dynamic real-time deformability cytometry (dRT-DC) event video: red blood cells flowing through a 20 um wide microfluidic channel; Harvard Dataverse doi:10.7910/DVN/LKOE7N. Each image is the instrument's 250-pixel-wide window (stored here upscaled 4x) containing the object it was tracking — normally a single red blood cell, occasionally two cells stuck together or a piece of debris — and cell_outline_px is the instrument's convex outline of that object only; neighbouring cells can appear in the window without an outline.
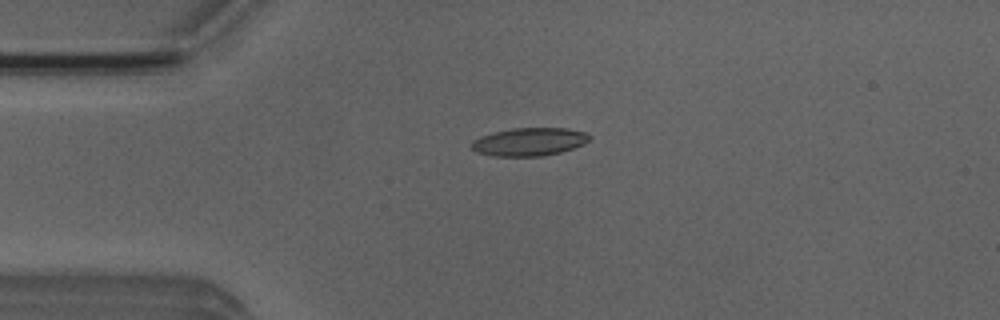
{"species": "Egyptian fruit bat (a non-hibernating species)", "species_latin": "Rousettus aegyptiacus", "temperature_condition": "room temperature", "stored_images_in_passage": 42, "camera_frame_rate_fps": 3000, "um_per_image_px": 0.085, "animal": {"sex": "male"}, "frame": {"image": 1, "passage_image": 2, "time_ms": 0.333, "image_size_px": [1000, 320], "cell_outline_px": [[592, 136], [584, 144], [560, 152], [544, 156], [492, 156], [476, 152], [472, 148], [472, 140], [480, 136], [512, 128], [564, 128], [584, 132]], "centroid_in_image_um": [44.97, 12.05], "position_along_channel_um": 40.0, "area_um2": 19.19}}
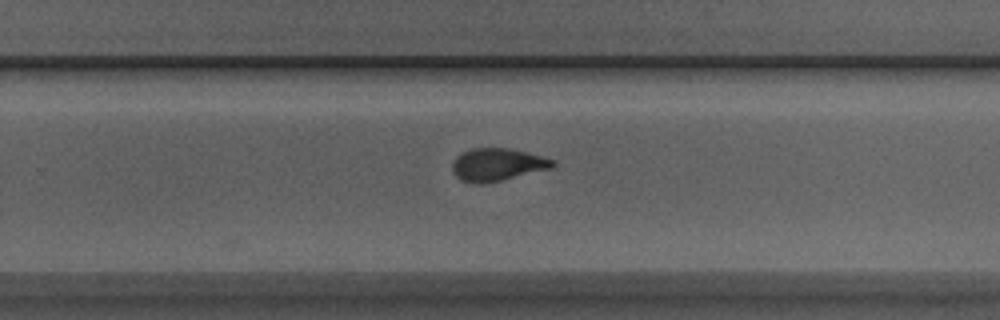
{"frame": {"image": 2, "passage_image": 23, "time_ms": 7.333, "image_size_px": [1000, 320], "cell_outline_px": [[556, 164], [552, 168], [500, 180], [480, 184], [476, 184], [460, 180], [452, 172], [452, 164], [456, 156], [460, 152], [472, 148], [512, 148], [556, 160]], "centroid_in_image_um": [42.25, 13.98], "position_along_channel_um": 287.5, "area_um2": 19.19}}
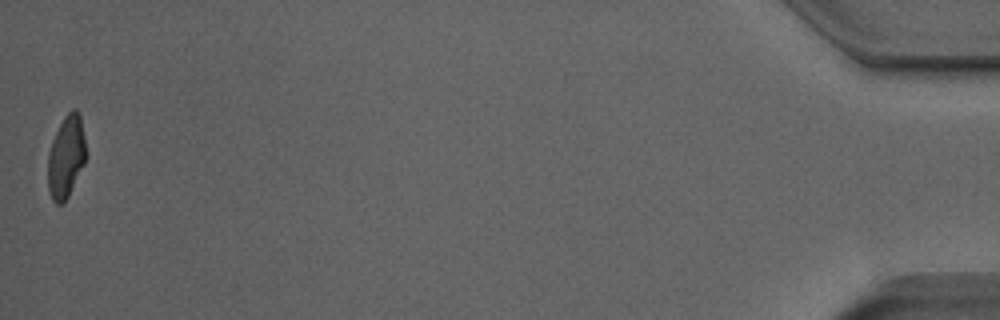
{"frame": {"image": 3, "passage_image": 42, "time_ms": 13.667, "image_size_px": [1000, 320], "cell_outline_px": [[88, 156], [68, 196], [60, 204], [56, 204], [52, 200], [48, 192], [48, 152], [52, 140], [64, 116], [72, 108], [76, 108], [80, 112]], "centroid_in_image_um": [5.64, 13.28], "position_along_channel_um": 429.6, "area_um2": 18.55}, "authors_computed_cell_mechanics": {"area_um2": 19.2474, "velocity_mm_per_s": 3.8795, "shape_relaxation_time_tau1_ms": 7.7811, "shape_relaxation_time_tau2_ms": 1.3847, "deformation_change_tau1": 0.2188, "deformation_change_tau2": 0.0842}}